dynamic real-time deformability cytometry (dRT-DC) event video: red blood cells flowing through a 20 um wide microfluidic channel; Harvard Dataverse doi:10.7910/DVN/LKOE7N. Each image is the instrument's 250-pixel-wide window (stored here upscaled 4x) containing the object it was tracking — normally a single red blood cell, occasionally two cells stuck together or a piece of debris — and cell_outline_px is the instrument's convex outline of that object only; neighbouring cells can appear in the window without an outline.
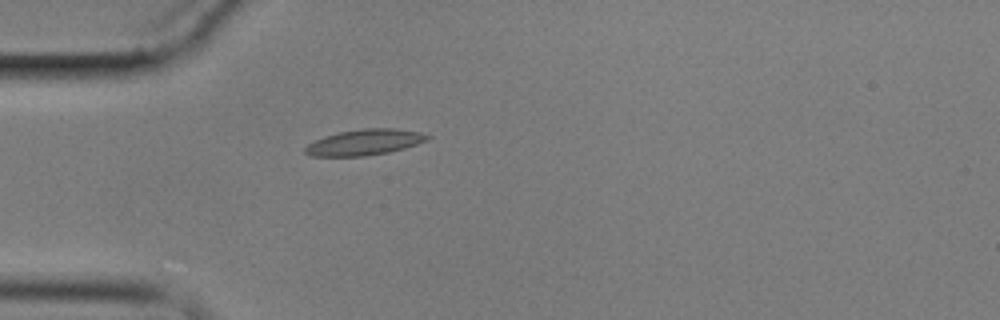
{"species": "common noctule bat (a hibernating species)", "species_latin": "Nyctalus noctula", "temperature_condition": "cold", "stored_images_in_passage": 1, "camera_frame_rate_fps": 3000, "um_per_image_px": 0.085, "animal": {"sex": "male", "body_mass_g": 17.9}, "frame": {"image": 1, "passage_image": 1, "time_ms": 0.0, "image_size_px": [1000, 320], "cell_outline_px": [[432, 136], [428, 140], [404, 148], [388, 152], [364, 156], [312, 156], [304, 152], [304, 148], [308, 144], [324, 136], [340, 132], [364, 128], [396, 128], [420, 132]], "centroid_in_image_um": [31.0, 12.08], "position_along_channel_um": 54.0, "area_um2": 18.32}}